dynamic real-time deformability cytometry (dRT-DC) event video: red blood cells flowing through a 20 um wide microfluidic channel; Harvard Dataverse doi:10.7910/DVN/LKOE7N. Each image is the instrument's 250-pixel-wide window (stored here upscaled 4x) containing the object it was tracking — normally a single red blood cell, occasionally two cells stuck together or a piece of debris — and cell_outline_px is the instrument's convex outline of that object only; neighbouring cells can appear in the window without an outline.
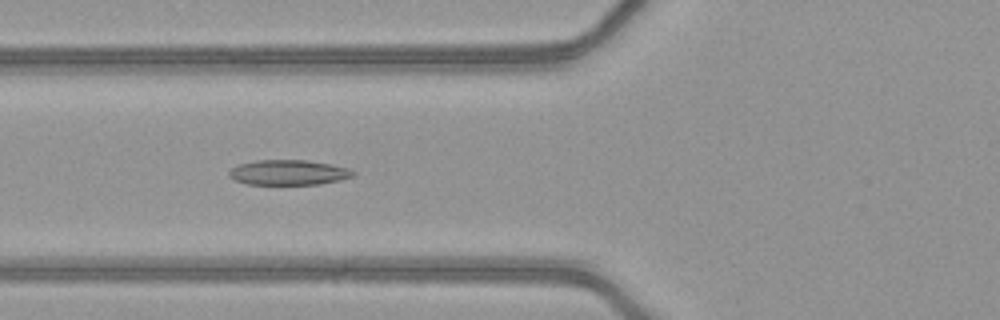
{"species": "common noctule bat (a hibernating species)", "species_latin": "Nyctalus noctula", "temperature_condition": "warm", "stored_images_in_passage": 52, "camera_frame_rate_fps": 3000, "um_per_image_px": 0.085, "animal": {"sex": "female", "body_mass_g": 21.9}, "frame": {"image": 1, "passage_image": 21, "time_ms": 6.667, "image_size_px": [1000, 320], "cell_outline_px": [[356, 172], [352, 176], [340, 180], [320, 184], [248, 184], [236, 180], [228, 176], [228, 172], [232, 168], [240, 164], [256, 160], [308, 160], [332, 164], [348, 168]], "centroid_in_image_um": [24.54, 14.65], "position_along_channel_um": 101.3, "area_um2": 18.09}}
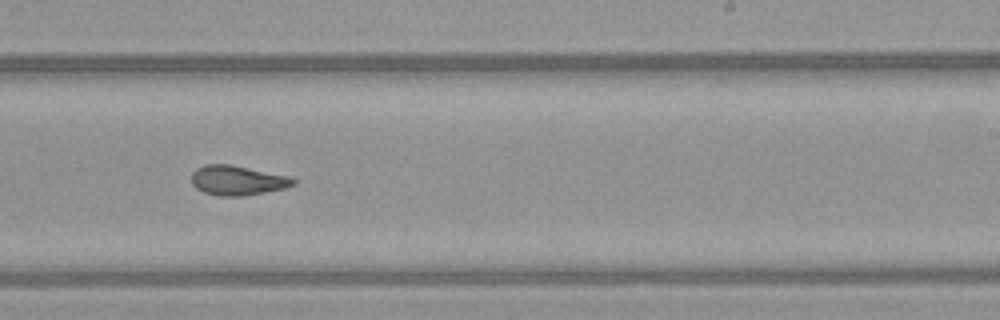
{"frame": {"image": 2, "passage_image": 33, "time_ms": 10.667, "image_size_px": [1000, 320], "cell_outline_px": [[296, 184], [284, 188], [244, 196], [220, 196], [204, 192], [196, 188], [192, 184], [192, 172], [196, 168], [204, 164], [228, 164], [292, 176], [296, 180]], "centroid_in_image_um": [20.19, 15.32], "position_along_channel_um": 268.8, "area_um2": 17.69}}
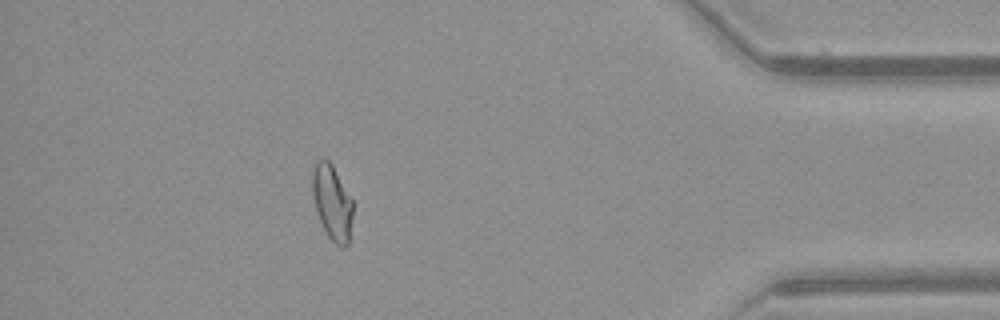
{"frame": {"image": 3, "passage_image": 46, "time_ms": 15.0, "image_size_px": [1000, 320], "cell_outline_px": [[352, 216], [348, 244], [344, 248], [340, 248], [328, 236], [320, 220], [316, 208], [312, 192], [312, 172], [316, 160], [320, 156], [324, 156], [332, 164], [352, 200]], "centroid_in_image_um": [28.21, 17.16], "position_along_channel_um": 407.0, "area_um2": 17.63}, "authors_computed_cell_mechanics": {"area_um2": 18.496, "velocity_mm_per_s": 4.1761, "shape_relaxation_time_tau1_ms": 7.8941, "shape_relaxation_time_tau2_ms": 2.0269, "deformation_change_tau1": 0.2213, "deformation_change_tau2": 0.0925}}